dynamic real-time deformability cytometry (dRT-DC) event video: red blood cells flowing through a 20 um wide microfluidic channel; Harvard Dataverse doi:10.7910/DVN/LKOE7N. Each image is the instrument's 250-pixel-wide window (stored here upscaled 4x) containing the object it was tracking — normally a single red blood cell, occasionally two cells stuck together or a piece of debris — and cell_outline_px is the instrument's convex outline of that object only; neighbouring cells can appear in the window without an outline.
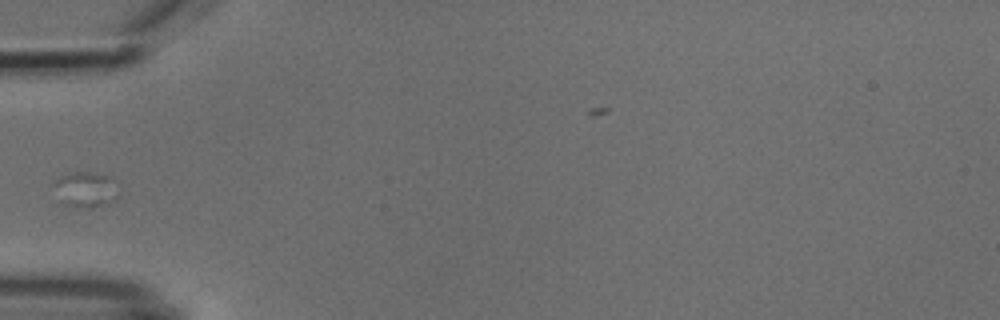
{"species": "common noctule bat (a hibernating species)", "species_latin": "Nyctalus noctula", "temperature_condition": "cold", "stored_images_in_passage": 4, "camera_frame_rate_fps": 3000, "um_per_image_px": 0.085, "animal": {"sex": "male", "body_mass_g": 18.8}, "frame": {"image": 1, "passage_image": 3, "time_ms": 3.333, "image_size_px": [1000, 320], "cell_outline_px": [[116, 196], [108, 204], [88, 208], [84, 208], [60, 204], [52, 184], [60, 176], [76, 172], [88, 172], [112, 176]], "centroid_in_image_um": [7.2, 16.12], "position_along_channel_um": 77.8, "area_um2": 13.29}}